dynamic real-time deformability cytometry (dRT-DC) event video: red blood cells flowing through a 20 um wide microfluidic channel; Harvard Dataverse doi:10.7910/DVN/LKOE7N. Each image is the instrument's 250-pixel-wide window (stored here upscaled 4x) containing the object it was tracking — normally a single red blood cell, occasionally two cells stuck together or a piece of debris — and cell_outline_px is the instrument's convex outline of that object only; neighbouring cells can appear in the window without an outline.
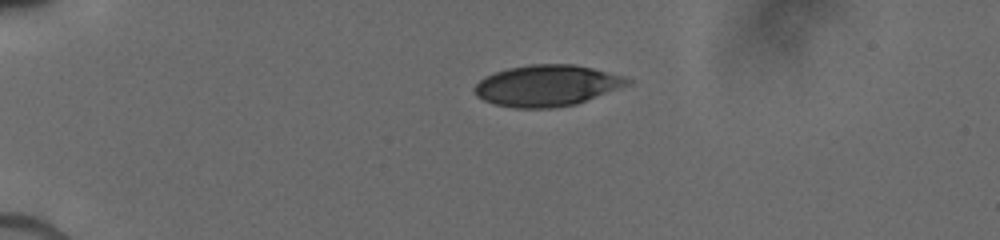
{"species": "human", "species_latin": "Homo sapiens", "temperature_condition": "cold", "stored_images_in_passage": 22, "camera_frame_rate_fps": 3000, "um_per_image_px": 0.085, "donor": {"sex": "male"}, "frame": {"image": 1, "passage_image": 1, "time_ms": 0.0, "image_size_px": [1000, 240], "cell_outline_px": [[632, 84], [576, 104], [552, 108], [512, 108], [492, 104], [476, 96], [472, 88], [484, 76], [508, 68], [532, 64], [572, 64], [592, 68], [624, 76], [632, 80]], "centroid_in_image_um": [46.48, 7.28], "position_along_channel_um": 38.5, "area_um2": 36.93}}
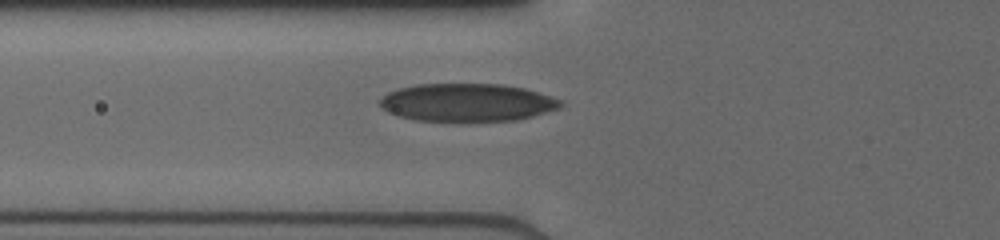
{"frame": {"image": 2, "passage_image": 18, "time_ms": 2.667, "image_size_px": [1000, 240], "cell_outline_px": [[564, 104], [560, 108], [532, 116], [516, 120], [416, 120], [400, 116], [388, 112], [380, 104], [380, 100], [388, 92], [400, 88], [416, 84], [500, 84], [524, 88], [564, 100]], "centroid_in_image_um": [39.75, 8.69], "position_along_channel_um": 86.1, "area_um2": 39.48}}